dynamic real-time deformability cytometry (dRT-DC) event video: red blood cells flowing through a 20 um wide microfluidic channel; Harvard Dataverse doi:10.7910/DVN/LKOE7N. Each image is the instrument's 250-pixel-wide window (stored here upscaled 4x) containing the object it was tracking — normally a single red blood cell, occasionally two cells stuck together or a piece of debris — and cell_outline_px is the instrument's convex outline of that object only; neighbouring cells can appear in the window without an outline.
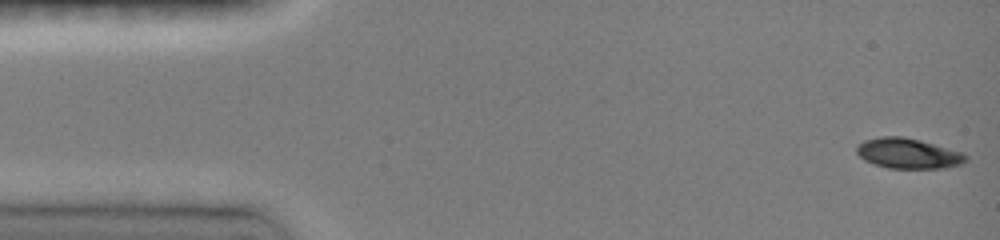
{"species": "common noctule bat (a hibernating species)", "species_latin": "Nyctalus noctula", "temperature_condition": "room temperature", "stored_images_in_passage": 9, "camera_frame_rate_fps": 3000, "um_per_image_px": 0.085, "animal": {"sex": "female", "body_mass_g": 19.0, "forearm_length_mm": 51.5}, "frame": {"image": 1, "passage_image": 1, "time_ms": 0.0, "image_size_px": [1000, 240], "cell_outline_px": [[968, 160], [960, 164], [944, 168], [888, 168], [864, 160], [856, 152], [856, 148], [864, 140], [884, 136], [900, 136], [920, 140], [960, 152], [968, 156]], "centroid_in_image_um": [77.18, 13.04], "position_along_channel_um": 7.8, "area_um2": 18.96}}
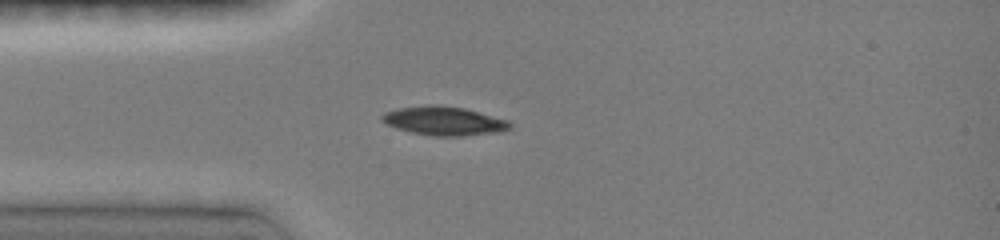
{"frame": {"image": 2, "passage_image": 7, "time_ms": 3.667, "image_size_px": [1000, 240], "cell_outline_px": [[512, 128], [500, 132], [460, 136], [432, 136], [412, 132], [396, 128], [380, 120], [380, 116], [384, 112], [400, 108], [464, 108], [508, 120], [512, 124]], "centroid_in_image_um": [37.8, 10.34], "position_along_channel_um": 47.2, "area_um2": 20.52}}